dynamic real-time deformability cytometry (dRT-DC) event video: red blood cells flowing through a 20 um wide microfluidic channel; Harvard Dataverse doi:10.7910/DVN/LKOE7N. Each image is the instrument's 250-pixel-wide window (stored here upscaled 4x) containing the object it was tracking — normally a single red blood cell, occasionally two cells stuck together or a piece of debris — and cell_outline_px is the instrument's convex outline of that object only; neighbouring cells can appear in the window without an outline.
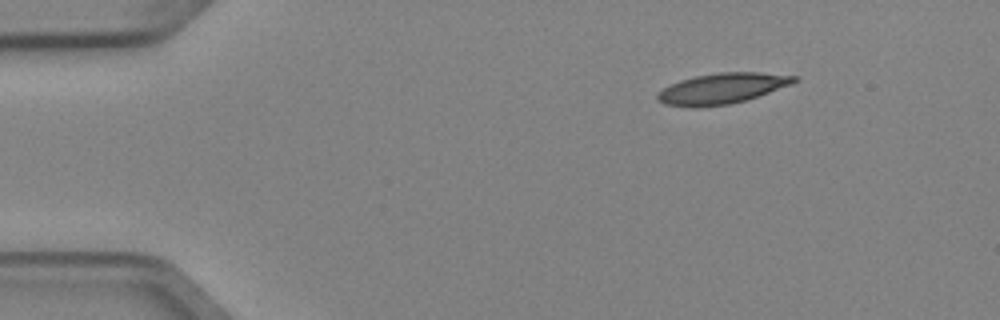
{"species": "Egyptian fruit bat (a non-hibernating species)", "species_latin": "Rousettus aegyptiacus", "temperature_condition": "cold", "stored_images_in_passage": 4, "camera_frame_rate_fps": 3000, "um_per_image_px": 0.085, "animal": {"sex": "female"}, "frame": {"image": 1, "passage_image": 1, "time_ms": 0.0, "image_size_px": [1000, 320], "cell_outline_px": [[800, 80], [792, 84], [732, 104], [664, 104], [656, 100], [656, 92], [680, 80], [696, 76], [720, 72], [760, 72], [800, 76]], "centroid_in_image_um": [61.46, 7.46], "position_along_channel_um": 23.5, "area_um2": 23.52}}
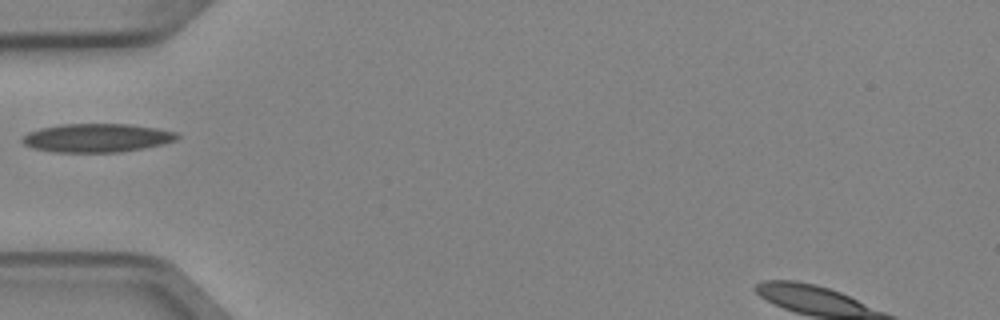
{"frame": {"image": 2, "passage_image": 4, "time_ms": 1.0, "image_size_px": [1000, 320], "cell_outline_px": [[180, 136], [176, 140], [144, 148], [120, 152], [52, 152], [32, 148], [24, 144], [20, 140], [28, 132], [40, 128], [60, 124], [128, 124], [156, 128], [176, 132]], "centroid_in_image_um": [8.2, 11.72], "position_along_channel_um": 76.8, "area_um2": 25.78}}